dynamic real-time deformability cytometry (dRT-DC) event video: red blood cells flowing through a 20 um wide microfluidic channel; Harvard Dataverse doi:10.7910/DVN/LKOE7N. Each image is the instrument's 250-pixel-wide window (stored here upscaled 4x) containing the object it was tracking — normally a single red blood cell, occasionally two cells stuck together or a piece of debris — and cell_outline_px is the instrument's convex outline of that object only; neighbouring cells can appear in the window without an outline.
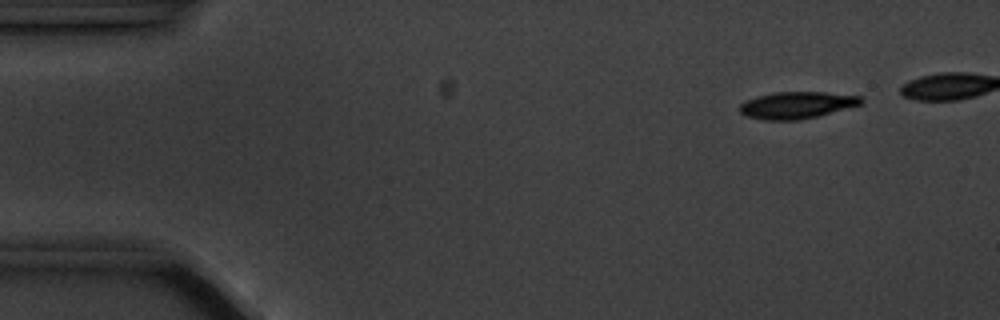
{"species": "common noctule bat (a hibernating species)", "species_latin": "Nyctalus noctula", "temperature_condition": "cold", "stored_images_in_passage": 6, "camera_frame_rate_fps": 3000, "um_per_image_px": 0.085, "animal": {"sex": "male", "body_mass_g": 20.1, "forearm_length_mm": 53.5}, "frame": {"image": 1, "passage_image": 1, "time_ms": 0.0, "image_size_px": [1000, 320], "cell_outline_px": [[864, 104], [800, 120], [764, 120], [744, 116], [740, 112], [740, 104], [744, 100], [756, 96], [772, 92], [824, 92], [864, 96]], "centroid_in_image_um": [67.73, 8.93], "position_along_channel_um": 17.3, "area_um2": 19.31}}